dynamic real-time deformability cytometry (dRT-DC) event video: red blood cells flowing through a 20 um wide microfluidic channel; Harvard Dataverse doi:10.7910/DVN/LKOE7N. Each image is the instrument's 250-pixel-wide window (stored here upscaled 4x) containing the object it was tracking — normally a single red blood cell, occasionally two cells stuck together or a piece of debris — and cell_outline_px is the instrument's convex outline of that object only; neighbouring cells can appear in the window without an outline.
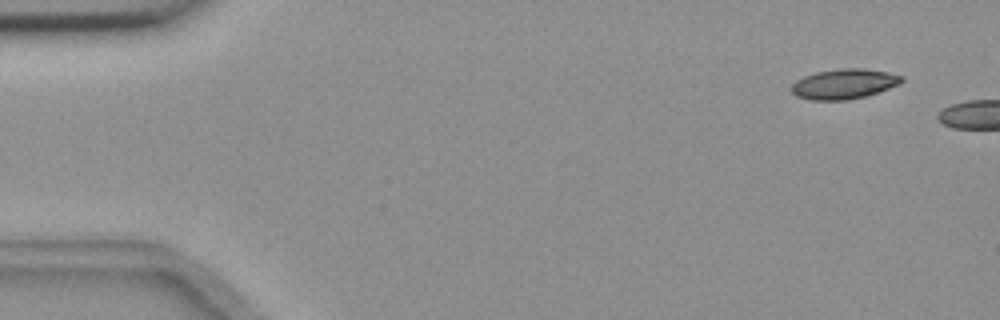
{"species": "common noctule bat (a hibernating species)", "species_latin": "Nyctalus noctula", "temperature_condition": "room temperature", "stored_images_in_passage": 8, "camera_frame_rate_fps": 3000, "um_per_image_px": 0.085, "animal": {"sex": "female", "body_mass_g": 18.4}, "frame": {"image": 1, "passage_image": 4, "time_ms": 1.0, "image_size_px": [1000, 320], "cell_outline_px": [[904, 80], [900, 84], [864, 96], [848, 100], [812, 100], [796, 96], [788, 88], [796, 80], [804, 76], [816, 72], [840, 68], [864, 68], [888, 72], [904, 76]], "centroid_in_image_um": [71.72, 7.12], "position_along_channel_um": 13.3, "area_um2": 19.36}}